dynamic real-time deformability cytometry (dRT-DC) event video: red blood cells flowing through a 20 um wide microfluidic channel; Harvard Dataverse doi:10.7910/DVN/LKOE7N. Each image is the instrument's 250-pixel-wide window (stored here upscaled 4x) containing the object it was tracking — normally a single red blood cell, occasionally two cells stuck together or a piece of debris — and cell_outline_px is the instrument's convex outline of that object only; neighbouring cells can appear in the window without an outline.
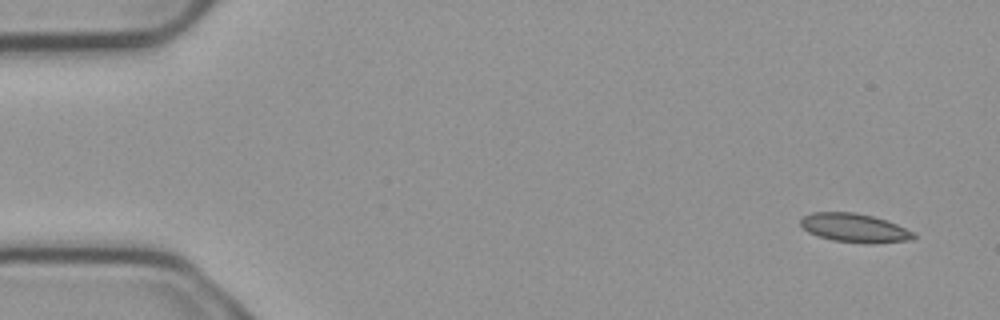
{"species": "common noctule bat (a hibernating species)", "species_latin": "Nyctalus noctula", "temperature_condition": "cold", "stored_images_in_passage": 7, "camera_frame_rate_fps": 3000, "um_per_image_px": 0.085, "animal": {"sex": "male", "body_mass_g": 23.1, "forearm_length_mm": 52.7}, "frame": {"image": 1, "passage_image": 1, "time_ms": 0.0, "image_size_px": [1000, 320], "cell_outline_px": [[916, 236], [912, 240], [872, 244], [868, 244], [832, 240], [808, 232], [800, 224], [800, 220], [804, 216], [812, 212], [856, 212], [888, 220], [912, 232]], "centroid_in_image_um": [72.64, 19.37], "position_along_channel_um": 12.4, "area_um2": 18.96}}
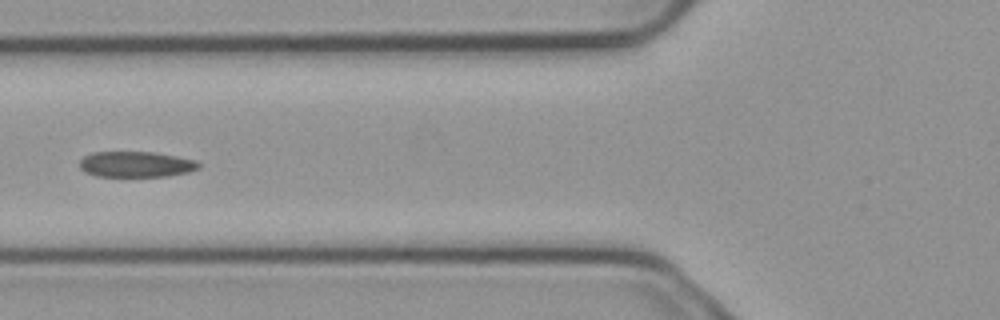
{"frame": {"image": 2, "passage_image": 6, "time_ms": 1.667, "image_size_px": [1000, 320], "cell_outline_px": [[200, 168], [188, 172], [168, 176], [96, 176], [84, 172], [80, 168], [80, 160], [84, 156], [92, 152], [152, 152], [176, 156], [196, 160], [200, 164]], "centroid_in_image_um": [11.56, 13.96], "position_along_channel_um": 114.2, "area_um2": 17.86}}
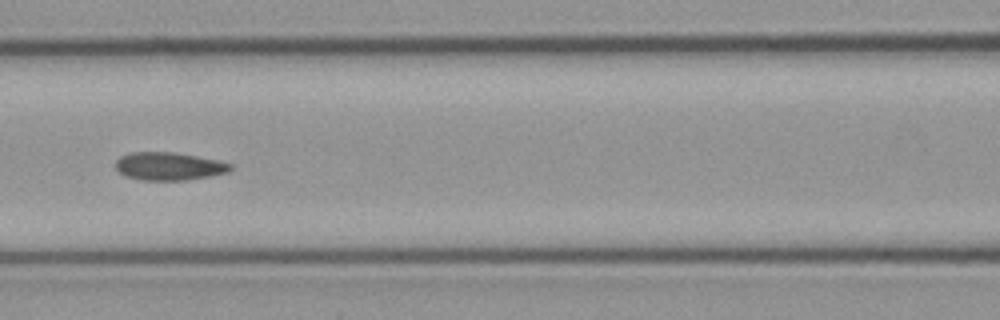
{"frame": {"image": 3, "passage_image": 7, "time_ms": 2.0, "image_size_px": [1000, 320], "cell_outline_px": [[232, 168], [228, 172], [188, 180], [140, 180], [124, 176], [116, 168], [116, 160], [120, 156], [132, 152], [172, 152], [220, 160], [232, 164]], "centroid_in_image_um": [14.35, 14.13], "position_along_channel_um": 152.2, "area_um2": 18.73}}